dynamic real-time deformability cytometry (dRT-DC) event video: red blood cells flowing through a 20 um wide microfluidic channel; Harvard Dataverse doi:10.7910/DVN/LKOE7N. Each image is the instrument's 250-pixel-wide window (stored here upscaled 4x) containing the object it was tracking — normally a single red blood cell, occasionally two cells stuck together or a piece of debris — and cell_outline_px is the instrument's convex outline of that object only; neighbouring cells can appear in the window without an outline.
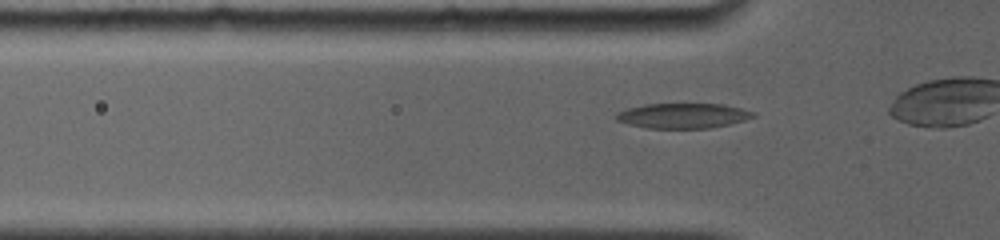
{"species": "common noctule bat (a hibernating species)", "species_latin": "Nyctalus noctula", "temperature_condition": "room temperature", "stored_images_in_passage": 27, "camera_frame_rate_fps": 4000, "um_per_image_px": 0.085, "animal": {"sex": "female", "body_mass_g": 19.0, "forearm_length_mm": 56.7}, "frame": {"image": 1, "passage_image": 3, "time_ms": 0.5, "image_size_px": [1000, 240], "cell_outline_px": [[756, 116], [744, 120], [712, 128], [648, 128], [628, 124], [616, 120], [616, 112], [624, 108], [644, 104], [724, 104], [756, 112]], "centroid_in_image_um": [58.03, 9.83], "position_along_channel_um": 67.8, "area_um2": 20.11}}
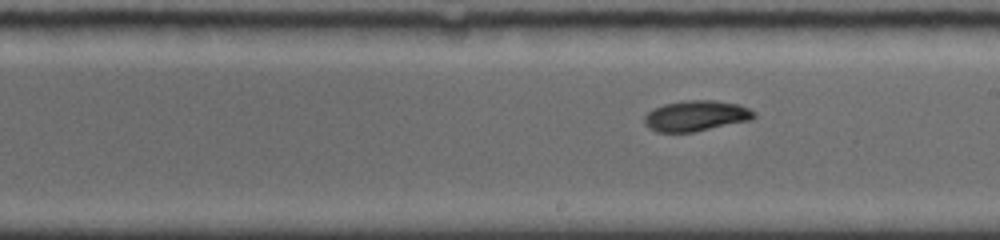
{"frame": {"image": 2, "passage_image": 15, "time_ms": 4.75, "image_size_px": [1000, 240], "cell_outline_px": [[756, 116], [752, 120], [692, 132], [656, 132], [648, 128], [644, 124], [644, 116], [652, 108], [664, 104], [688, 100], [716, 100], [740, 104], [756, 112]], "centroid_in_image_um": [59.16, 9.84], "position_along_channel_um": 229.8, "area_um2": 19.77}}
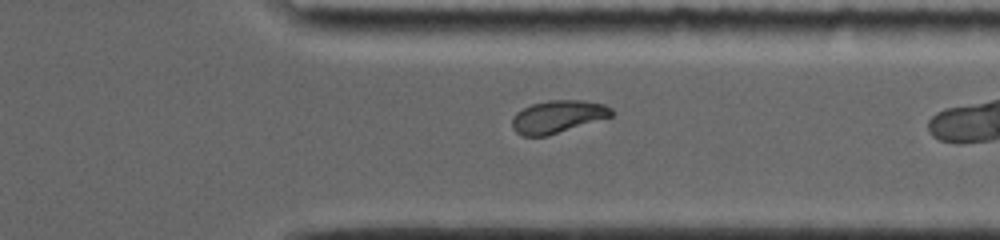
{"frame": {"image": 3, "passage_image": 24, "time_ms": 8.25, "image_size_px": [1000, 240], "cell_outline_px": [[612, 116], [548, 136], [520, 136], [512, 128], [512, 116], [516, 112], [532, 104], [548, 100], [584, 100], [604, 104], [612, 108]], "centroid_in_image_um": [47.38, 9.92], "position_along_channel_um": 364.0, "area_um2": 18.96}, "authors_computed_cell_mechanics": {"area_um2": 19.5364, "velocity_mm_per_s": 3.8092, "shape_relaxation_time_tau1_ms": 2.9166, "shape_relaxation_time_tau2_ms": 3.1251, "deformation_change_tau1": 0.1435, "deformation_change_tau2": 0.0546}}